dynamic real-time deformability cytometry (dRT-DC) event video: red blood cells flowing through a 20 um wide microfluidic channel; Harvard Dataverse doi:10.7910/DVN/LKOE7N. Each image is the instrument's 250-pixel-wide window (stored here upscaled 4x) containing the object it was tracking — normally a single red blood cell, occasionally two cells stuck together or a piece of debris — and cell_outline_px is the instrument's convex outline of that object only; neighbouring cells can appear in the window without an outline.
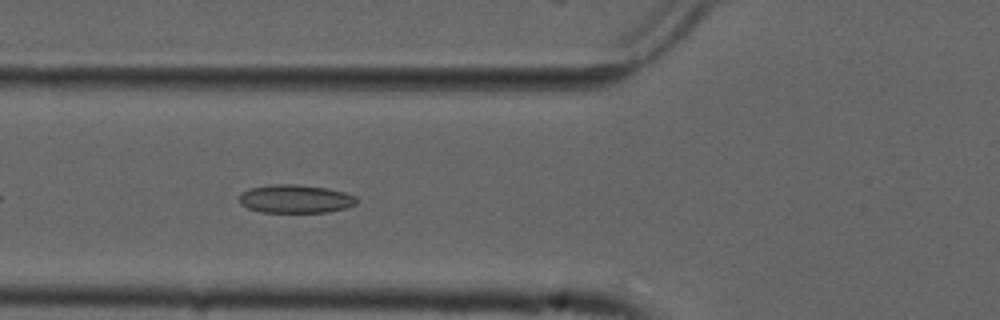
{"species": "common noctule bat (a hibernating species)", "species_latin": "Nyctalus noctula", "temperature_condition": "cold", "stored_images_in_passage": 37, "camera_frame_rate_fps": 3000, "um_per_image_px": 0.085, "animal": {"sex": "male", "forearm_length_mm": 52.5}, "frame": {"image": 1, "passage_image": 6, "time_ms": 1.667, "image_size_px": [1000, 320], "cell_outline_px": [[360, 200], [356, 204], [348, 208], [328, 212], [260, 212], [248, 208], [240, 204], [240, 192], [252, 188], [276, 184], [296, 184], [328, 188], [344, 192], [356, 196]], "centroid_in_image_um": [25.16, 16.91], "position_along_channel_um": 100.6, "area_um2": 19.54}}
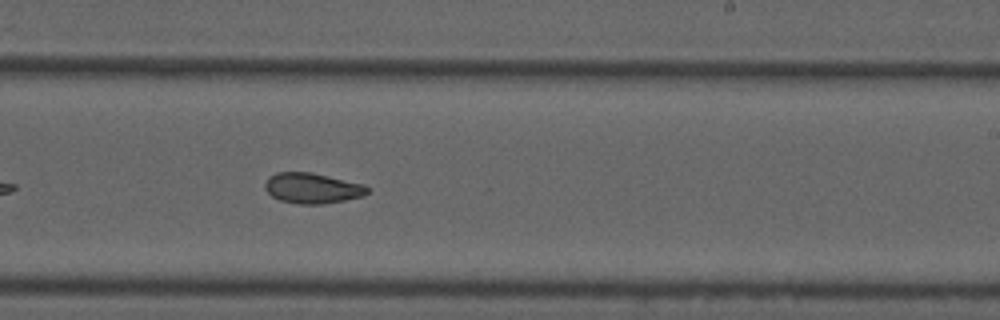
{"frame": {"image": 2, "passage_image": 19, "time_ms": 6.0, "image_size_px": [1000, 320], "cell_outline_px": [[368, 192], [364, 196], [324, 204], [296, 204], [280, 200], [272, 196], [264, 188], [264, 184], [268, 176], [276, 172], [312, 172], [364, 184], [368, 188]], "centroid_in_image_um": [26.52, 15.99], "position_along_channel_um": 262.5, "area_um2": 18.32}}
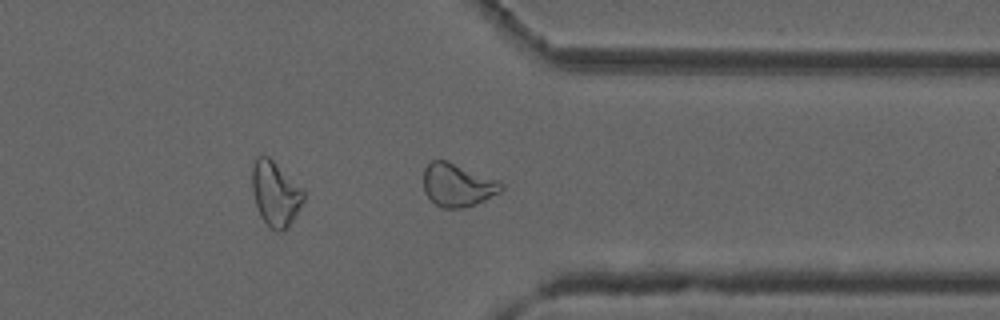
{"frame": {"image": 3, "passage_image": 28, "time_ms": 9.0, "image_size_px": [1000, 320], "cell_outline_px": [[504, 188], [500, 192], [476, 204], [464, 208], [440, 208], [424, 192], [424, 168], [432, 160], [448, 160], [500, 180], [504, 184]], "centroid_in_image_um": [38.92, 15.71], "position_along_channel_um": 372.5, "area_um2": 19.77}, "authors_computed_cell_mechanics": {"area_um2": 19.0162, "velocity_mm_per_s": 3.7324, "shape_relaxation_time_tau1_ms": null, "shape_relaxation_time_tau2_ms": 3.0782, "deformation_change_tau1": null, "deformation_change_tau2": 0.0915}}